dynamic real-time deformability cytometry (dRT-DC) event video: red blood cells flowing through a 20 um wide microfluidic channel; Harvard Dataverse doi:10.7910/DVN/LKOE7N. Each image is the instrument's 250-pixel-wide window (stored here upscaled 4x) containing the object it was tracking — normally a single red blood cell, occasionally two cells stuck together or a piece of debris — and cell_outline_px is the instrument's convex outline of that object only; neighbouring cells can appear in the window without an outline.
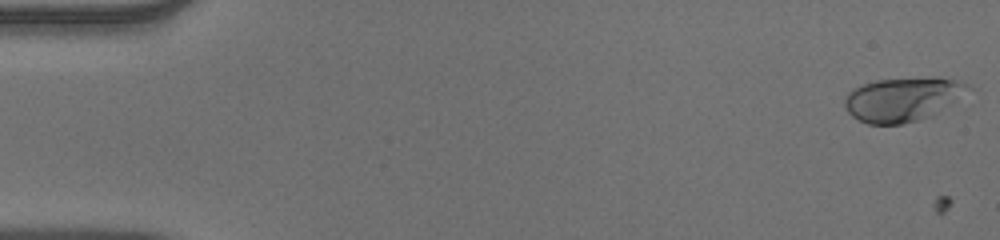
{"species": "human", "species_latin": "Homo sapiens", "temperature_condition": "warm", "stored_images_in_passage": 3, "camera_frame_rate_fps": 3000, "um_per_image_px": 0.085, "donor": {"sex": "male"}, "frame": {"image": 1, "passage_image": 2, "time_ms": 0.333, "image_size_px": [1000, 240], "cell_outline_px": [[972, 88], [956, 100], [932, 116], [900, 124], [868, 124], [852, 116], [848, 112], [844, 104], [844, 96], [852, 88], [876, 80], [928, 76], [956, 80], [968, 84]], "centroid_in_image_um": [76.71, 8.42], "position_along_channel_um": 8.3, "area_um2": 31.73}}